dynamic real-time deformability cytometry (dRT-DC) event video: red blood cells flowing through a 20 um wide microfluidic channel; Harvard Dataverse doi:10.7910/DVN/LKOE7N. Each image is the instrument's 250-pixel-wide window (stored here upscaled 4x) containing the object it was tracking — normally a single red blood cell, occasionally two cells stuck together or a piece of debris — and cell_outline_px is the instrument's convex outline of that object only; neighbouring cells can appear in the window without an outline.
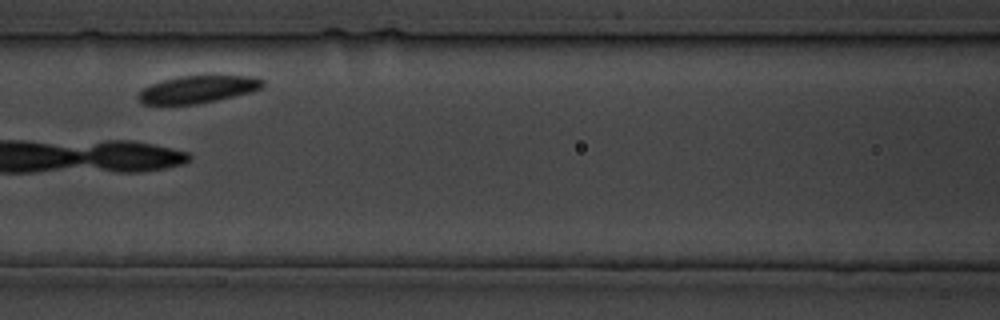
{"species": "common noctule bat (a hibernating species)", "species_latin": "Nyctalus noctula", "temperature_condition": "cold", "stored_images_in_passage": 37, "camera_frame_rate_fps": 3000, "um_per_image_px": 0.085, "animal": {"sex": "male", "body_mass_g": 19.5, "forearm_length_mm": 54.6}, "frame": {"image": 1, "passage_image": 16, "time_ms": 17.333, "image_size_px": [1000, 320], "cell_outline_px": [[264, 84], [260, 88], [252, 92], [216, 100], [196, 104], [144, 104], [136, 96], [148, 84], [180, 76], [256, 76], [264, 80]], "centroid_in_image_um": [16.82, 7.59], "position_along_channel_um": 149.8, "area_um2": 19.71}}